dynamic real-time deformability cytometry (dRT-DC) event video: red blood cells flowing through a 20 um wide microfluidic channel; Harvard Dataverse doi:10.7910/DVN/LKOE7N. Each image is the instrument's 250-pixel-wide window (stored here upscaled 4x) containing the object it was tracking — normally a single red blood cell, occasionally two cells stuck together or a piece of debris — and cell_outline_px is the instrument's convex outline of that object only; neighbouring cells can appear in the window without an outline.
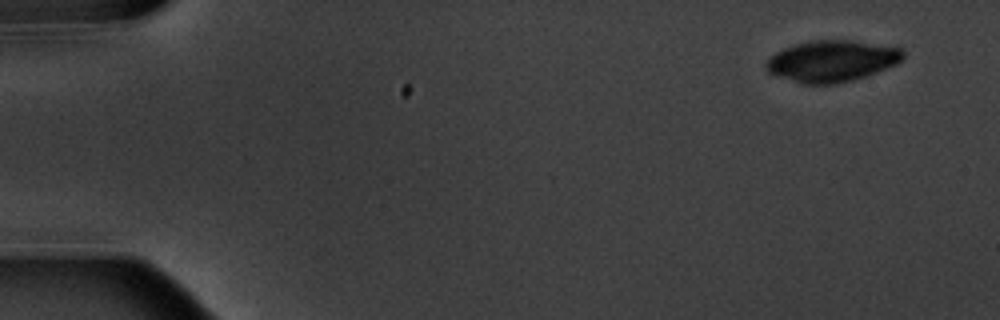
{"species": "common noctule bat (a hibernating species)", "species_latin": "Nyctalus noctula", "temperature_condition": "warm", "stored_images_in_passage": 5, "camera_frame_rate_fps": 3000, "um_per_image_px": 0.085, "animal": {"sex": "male", "body_mass_g": 20.1, "forearm_length_mm": 53.5}, "frame": {"image": 1, "passage_image": 1, "time_ms": 0.0, "image_size_px": [1000, 320], "cell_outline_px": [[904, 56], [896, 64], [868, 76], [836, 84], [804, 84], [776, 76], [768, 72], [764, 64], [776, 52], [792, 44], [812, 40], [852, 40], [900, 48], [904, 52]], "centroid_in_image_um": [70.69, 5.19], "position_along_channel_um": 14.3, "area_um2": 33.06}}